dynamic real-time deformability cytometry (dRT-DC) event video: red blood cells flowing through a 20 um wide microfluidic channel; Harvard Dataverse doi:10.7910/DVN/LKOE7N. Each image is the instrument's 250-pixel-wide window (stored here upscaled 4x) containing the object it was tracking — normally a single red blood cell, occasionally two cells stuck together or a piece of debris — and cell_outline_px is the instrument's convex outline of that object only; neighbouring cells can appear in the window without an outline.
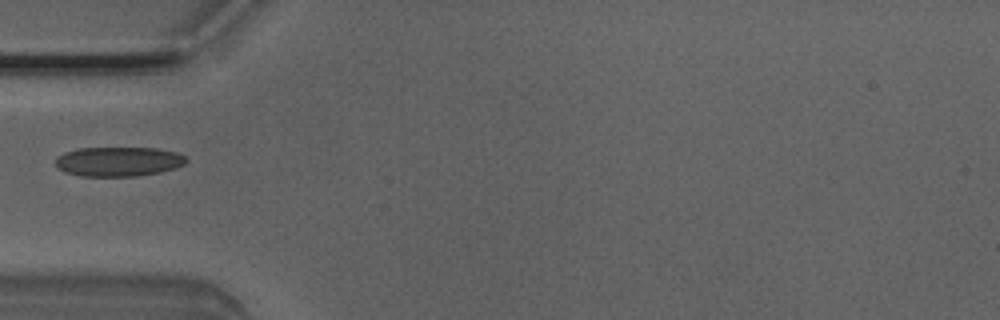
{"species": "Egyptian fruit bat (a non-hibernating species)", "species_latin": "Rousettus aegyptiacus", "temperature_condition": "room temperature", "stored_images_in_passage": 2, "camera_frame_rate_fps": 3000, "um_per_image_px": 0.085, "animal": {"sex": "male"}, "frame": {"image": 1, "passage_image": 2, "time_ms": 0.333, "image_size_px": [1000, 320], "cell_outline_px": [[188, 160], [184, 164], [176, 168], [160, 172], [136, 176], [80, 176], [64, 172], [56, 168], [56, 156], [64, 152], [80, 148], [156, 148], [176, 152], [184, 156]], "centroid_in_image_um": [10.04, 13.73], "position_along_channel_um": 75.0, "area_um2": 22.6}}